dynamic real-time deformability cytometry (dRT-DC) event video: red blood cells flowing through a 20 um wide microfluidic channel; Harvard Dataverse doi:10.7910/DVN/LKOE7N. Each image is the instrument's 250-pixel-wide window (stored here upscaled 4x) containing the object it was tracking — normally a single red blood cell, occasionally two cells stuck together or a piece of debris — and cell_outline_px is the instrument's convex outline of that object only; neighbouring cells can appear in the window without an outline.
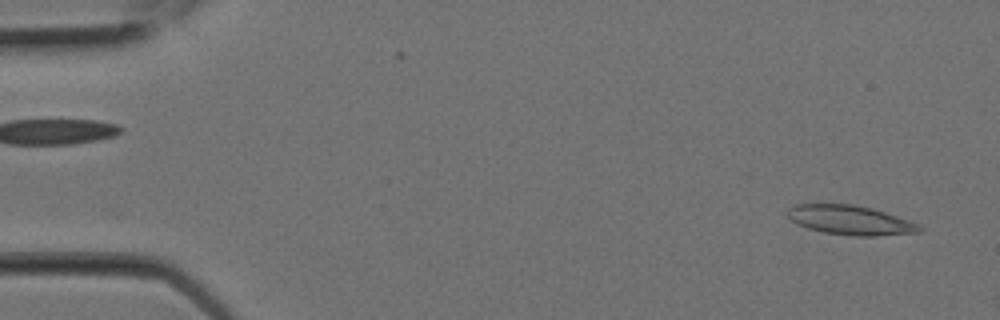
{"species": "Egyptian fruit bat (a non-hibernating species)", "species_latin": "Rousettus aegyptiacus", "temperature_condition": "room temperature", "stored_images_in_passage": 2, "camera_frame_rate_fps": 3000, "um_per_image_px": 0.085, "animal": {"sex": "female"}, "frame": {"image": 1, "passage_image": 2, "time_ms": 0.333, "image_size_px": [1000, 320], "cell_outline_px": [[924, 228], [920, 232], [876, 236], [852, 236], [824, 232], [808, 228], [796, 224], [788, 216], [788, 208], [792, 204], [852, 204], [872, 208], [908, 220]], "centroid_in_image_um": [72.25, 18.71], "position_along_channel_um": 12.8, "area_um2": 22.48}}